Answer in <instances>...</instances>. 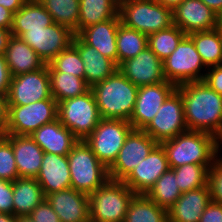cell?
Here are the masks:
<instances>
[{
    "instance_id": "obj_1",
    "label": "cell",
    "mask_w": 222,
    "mask_h": 222,
    "mask_svg": "<svg viewBox=\"0 0 222 222\" xmlns=\"http://www.w3.org/2000/svg\"><path fill=\"white\" fill-rule=\"evenodd\" d=\"M184 106L188 130L202 131L222 140V95L204 81L187 82L177 86Z\"/></svg>"
},
{
    "instance_id": "obj_2",
    "label": "cell",
    "mask_w": 222,
    "mask_h": 222,
    "mask_svg": "<svg viewBox=\"0 0 222 222\" xmlns=\"http://www.w3.org/2000/svg\"><path fill=\"white\" fill-rule=\"evenodd\" d=\"M160 145L165 150L170 169L185 164L211 166L221 149V141L212 134L192 130L163 141Z\"/></svg>"
},
{
    "instance_id": "obj_3",
    "label": "cell",
    "mask_w": 222,
    "mask_h": 222,
    "mask_svg": "<svg viewBox=\"0 0 222 222\" xmlns=\"http://www.w3.org/2000/svg\"><path fill=\"white\" fill-rule=\"evenodd\" d=\"M138 86L129 81L119 70L105 80L94 84V94L101 119L130 120Z\"/></svg>"
},
{
    "instance_id": "obj_4",
    "label": "cell",
    "mask_w": 222,
    "mask_h": 222,
    "mask_svg": "<svg viewBox=\"0 0 222 222\" xmlns=\"http://www.w3.org/2000/svg\"><path fill=\"white\" fill-rule=\"evenodd\" d=\"M71 188L91 194L109 180L108 169L84 140H78L67 155Z\"/></svg>"
},
{
    "instance_id": "obj_5",
    "label": "cell",
    "mask_w": 222,
    "mask_h": 222,
    "mask_svg": "<svg viewBox=\"0 0 222 222\" xmlns=\"http://www.w3.org/2000/svg\"><path fill=\"white\" fill-rule=\"evenodd\" d=\"M121 24L145 35L173 25L172 9L155 0H119Z\"/></svg>"
},
{
    "instance_id": "obj_6",
    "label": "cell",
    "mask_w": 222,
    "mask_h": 222,
    "mask_svg": "<svg viewBox=\"0 0 222 222\" xmlns=\"http://www.w3.org/2000/svg\"><path fill=\"white\" fill-rule=\"evenodd\" d=\"M134 195L124 182L109 179L89 194L90 222H124Z\"/></svg>"
},
{
    "instance_id": "obj_7",
    "label": "cell",
    "mask_w": 222,
    "mask_h": 222,
    "mask_svg": "<svg viewBox=\"0 0 222 222\" xmlns=\"http://www.w3.org/2000/svg\"><path fill=\"white\" fill-rule=\"evenodd\" d=\"M57 119L78 140H85L101 120L92 90L58 102Z\"/></svg>"
},
{
    "instance_id": "obj_8",
    "label": "cell",
    "mask_w": 222,
    "mask_h": 222,
    "mask_svg": "<svg viewBox=\"0 0 222 222\" xmlns=\"http://www.w3.org/2000/svg\"><path fill=\"white\" fill-rule=\"evenodd\" d=\"M133 127L123 119H101L93 132L84 140L98 160L109 169L118 157L125 139Z\"/></svg>"
},
{
    "instance_id": "obj_9",
    "label": "cell",
    "mask_w": 222,
    "mask_h": 222,
    "mask_svg": "<svg viewBox=\"0 0 222 222\" xmlns=\"http://www.w3.org/2000/svg\"><path fill=\"white\" fill-rule=\"evenodd\" d=\"M58 103L44 99L27 105H8L5 134L30 135L39 127L57 119Z\"/></svg>"
},
{
    "instance_id": "obj_10",
    "label": "cell",
    "mask_w": 222,
    "mask_h": 222,
    "mask_svg": "<svg viewBox=\"0 0 222 222\" xmlns=\"http://www.w3.org/2000/svg\"><path fill=\"white\" fill-rule=\"evenodd\" d=\"M166 81L176 86L195 81H203L206 67L201 60L193 41L186 35L171 55L163 61Z\"/></svg>"
},
{
    "instance_id": "obj_11",
    "label": "cell",
    "mask_w": 222,
    "mask_h": 222,
    "mask_svg": "<svg viewBox=\"0 0 222 222\" xmlns=\"http://www.w3.org/2000/svg\"><path fill=\"white\" fill-rule=\"evenodd\" d=\"M184 106L180 92L175 89L158 109V113L143 129L158 144L186 132Z\"/></svg>"
},
{
    "instance_id": "obj_12",
    "label": "cell",
    "mask_w": 222,
    "mask_h": 222,
    "mask_svg": "<svg viewBox=\"0 0 222 222\" xmlns=\"http://www.w3.org/2000/svg\"><path fill=\"white\" fill-rule=\"evenodd\" d=\"M157 145L149 134L133 129L125 139L117 159L108 169L109 179L123 182Z\"/></svg>"
},
{
    "instance_id": "obj_13",
    "label": "cell",
    "mask_w": 222,
    "mask_h": 222,
    "mask_svg": "<svg viewBox=\"0 0 222 222\" xmlns=\"http://www.w3.org/2000/svg\"><path fill=\"white\" fill-rule=\"evenodd\" d=\"M44 99H54L47 64L38 71L11 78L7 94L8 105H27Z\"/></svg>"
},
{
    "instance_id": "obj_14",
    "label": "cell",
    "mask_w": 222,
    "mask_h": 222,
    "mask_svg": "<svg viewBox=\"0 0 222 222\" xmlns=\"http://www.w3.org/2000/svg\"><path fill=\"white\" fill-rule=\"evenodd\" d=\"M74 37L75 33L70 28L57 23L43 30H28L20 36L45 64H49L61 51L69 47Z\"/></svg>"
},
{
    "instance_id": "obj_15",
    "label": "cell",
    "mask_w": 222,
    "mask_h": 222,
    "mask_svg": "<svg viewBox=\"0 0 222 222\" xmlns=\"http://www.w3.org/2000/svg\"><path fill=\"white\" fill-rule=\"evenodd\" d=\"M177 88L171 82L164 81L138 88L135 106L129 123L135 130H143L158 113V109L168 96Z\"/></svg>"
},
{
    "instance_id": "obj_16",
    "label": "cell",
    "mask_w": 222,
    "mask_h": 222,
    "mask_svg": "<svg viewBox=\"0 0 222 222\" xmlns=\"http://www.w3.org/2000/svg\"><path fill=\"white\" fill-rule=\"evenodd\" d=\"M172 15L173 24L186 35L218 28V15L201 0H184Z\"/></svg>"
},
{
    "instance_id": "obj_17",
    "label": "cell",
    "mask_w": 222,
    "mask_h": 222,
    "mask_svg": "<svg viewBox=\"0 0 222 222\" xmlns=\"http://www.w3.org/2000/svg\"><path fill=\"white\" fill-rule=\"evenodd\" d=\"M118 70L138 87L166 81L163 61L148 46L134 58L121 63Z\"/></svg>"
},
{
    "instance_id": "obj_18",
    "label": "cell",
    "mask_w": 222,
    "mask_h": 222,
    "mask_svg": "<svg viewBox=\"0 0 222 222\" xmlns=\"http://www.w3.org/2000/svg\"><path fill=\"white\" fill-rule=\"evenodd\" d=\"M169 169L165 150L158 144L123 182L135 194H147L160 176Z\"/></svg>"
},
{
    "instance_id": "obj_19",
    "label": "cell",
    "mask_w": 222,
    "mask_h": 222,
    "mask_svg": "<svg viewBox=\"0 0 222 222\" xmlns=\"http://www.w3.org/2000/svg\"><path fill=\"white\" fill-rule=\"evenodd\" d=\"M61 222H90L89 195L73 188L46 196Z\"/></svg>"
},
{
    "instance_id": "obj_20",
    "label": "cell",
    "mask_w": 222,
    "mask_h": 222,
    "mask_svg": "<svg viewBox=\"0 0 222 222\" xmlns=\"http://www.w3.org/2000/svg\"><path fill=\"white\" fill-rule=\"evenodd\" d=\"M36 180L45 197L71 187V175L67 156L44 152L42 164Z\"/></svg>"
},
{
    "instance_id": "obj_21",
    "label": "cell",
    "mask_w": 222,
    "mask_h": 222,
    "mask_svg": "<svg viewBox=\"0 0 222 222\" xmlns=\"http://www.w3.org/2000/svg\"><path fill=\"white\" fill-rule=\"evenodd\" d=\"M11 144L19 177L36 178L44 151L30 135H3Z\"/></svg>"
},
{
    "instance_id": "obj_22",
    "label": "cell",
    "mask_w": 222,
    "mask_h": 222,
    "mask_svg": "<svg viewBox=\"0 0 222 222\" xmlns=\"http://www.w3.org/2000/svg\"><path fill=\"white\" fill-rule=\"evenodd\" d=\"M121 23L119 15L97 24L87 26L77 35L103 56L117 64V30Z\"/></svg>"
},
{
    "instance_id": "obj_23",
    "label": "cell",
    "mask_w": 222,
    "mask_h": 222,
    "mask_svg": "<svg viewBox=\"0 0 222 222\" xmlns=\"http://www.w3.org/2000/svg\"><path fill=\"white\" fill-rule=\"evenodd\" d=\"M72 44L81 56L84 79L90 87L105 80L118 70L115 62L103 56L96 48L87 45L78 35H75Z\"/></svg>"
},
{
    "instance_id": "obj_24",
    "label": "cell",
    "mask_w": 222,
    "mask_h": 222,
    "mask_svg": "<svg viewBox=\"0 0 222 222\" xmlns=\"http://www.w3.org/2000/svg\"><path fill=\"white\" fill-rule=\"evenodd\" d=\"M44 152L67 156L78 139L56 119L30 134Z\"/></svg>"
},
{
    "instance_id": "obj_25",
    "label": "cell",
    "mask_w": 222,
    "mask_h": 222,
    "mask_svg": "<svg viewBox=\"0 0 222 222\" xmlns=\"http://www.w3.org/2000/svg\"><path fill=\"white\" fill-rule=\"evenodd\" d=\"M210 202L208 186L184 192L168 210V222H199Z\"/></svg>"
},
{
    "instance_id": "obj_26",
    "label": "cell",
    "mask_w": 222,
    "mask_h": 222,
    "mask_svg": "<svg viewBox=\"0 0 222 222\" xmlns=\"http://www.w3.org/2000/svg\"><path fill=\"white\" fill-rule=\"evenodd\" d=\"M4 55L12 77L38 71L46 65L24 40L13 35Z\"/></svg>"
},
{
    "instance_id": "obj_27",
    "label": "cell",
    "mask_w": 222,
    "mask_h": 222,
    "mask_svg": "<svg viewBox=\"0 0 222 222\" xmlns=\"http://www.w3.org/2000/svg\"><path fill=\"white\" fill-rule=\"evenodd\" d=\"M54 22L38 0H29L13 14L11 34L20 37L28 30H43Z\"/></svg>"
},
{
    "instance_id": "obj_28",
    "label": "cell",
    "mask_w": 222,
    "mask_h": 222,
    "mask_svg": "<svg viewBox=\"0 0 222 222\" xmlns=\"http://www.w3.org/2000/svg\"><path fill=\"white\" fill-rule=\"evenodd\" d=\"M13 184V214L29 215L44 199L42 187L36 178L19 177Z\"/></svg>"
},
{
    "instance_id": "obj_29",
    "label": "cell",
    "mask_w": 222,
    "mask_h": 222,
    "mask_svg": "<svg viewBox=\"0 0 222 222\" xmlns=\"http://www.w3.org/2000/svg\"><path fill=\"white\" fill-rule=\"evenodd\" d=\"M119 14V0H79L78 33Z\"/></svg>"
},
{
    "instance_id": "obj_30",
    "label": "cell",
    "mask_w": 222,
    "mask_h": 222,
    "mask_svg": "<svg viewBox=\"0 0 222 222\" xmlns=\"http://www.w3.org/2000/svg\"><path fill=\"white\" fill-rule=\"evenodd\" d=\"M187 36L193 41L206 68L222 65V34L218 28Z\"/></svg>"
},
{
    "instance_id": "obj_31",
    "label": "cell",
    "mask_w": 222,
    "mask_h": 222,
    "mask_svg": "<svg viewBox=\"0 0 222 222\" xmlns=\"http://www.w3.org/2000/svg\"><path fill=\"white\" fill-rule=\"evenodd\" d=\"M124 222H168V210L158 206L146 194H135Z\"/></svg>"
},
{
    "instance_id": "obj_32",
    "label": "cell",
    "mask_w": 222,
    "mask_h": 222,
    "mask_svg": "<svg viewBox=\"0 0 222 222\" xmlns=\"http://www.w3.org/2000/svg\"><path fill=\"white\" fill-rule=\"evenodd\" d=\"M51 95L56 102L74 98L88 92L91 87L85 79L65 72H49Z\"/></svg>"
},
{
    "instance_id": "obj_33",
    "label": "cell",
    "mask_w": 222,
    "mask_h": 222,
    "mask_svg": "<svg viewBox=\"0 0 222 222\" xmlns=\"http://www.w3.org/2000/svg\"><path fill=\"white\" fill-rule=\"evenodd\" d=\"M147 42V35L120 23L116 37L117 65L137 56L147 47Z\"/></svg>"
},
{
    "instance_id": "obj_34",
    "label": "cell",
    "mask_w": 222,
    "mask_h": 222,
    "mask_svg": "<svg viewBox=\"0 0 222 222\" xmlns=\"http://www.w3.org/2000/svg\"><path fill=\"white\" fill-rule=\"evenodd\" d=\"M177 184L175 172L169 169L160 176L146 195L158 206L169 210L182 195Z\"/></svg>"
},
{
    "instance_id": "obj_35",
    "label": "cell",
    "mask_w": 222,
    "mask_h": 222,
    "mask_svg": "<svg viewBox=\"0 0 222 222\" xmlns=\"http://www.w3.org/2000/svg\"><path fill=\"white\" fill-rule=\"evenodd\" d=\"M51 15L54 23L78 34L79 0H38Z\"/></svg>"
},
{
    "instance_id": "obj_36",
    "label": "cell",
    "mask_w": 222,
    "mask_h": 222,
    "mask_svg": "<svg viewBox=\"0 0 222 222\" xmlns=\"http://www.w3.org/2000/svg\"><path fill=\"white\" fill-rule=\"evenodd\" d=\"M186 34L176 25L148 35L147 46L161 60L164 61L177 48Z\"/></svg>"
},
{
    "instance_id": "obj_37",
    "label": "cell",
    "mask_w": 222,
    "mask_h": 222,
    "mask_svg": "<svg viewBox=\"0 0 222 222\" xmlns=\"http://www.w3.org/2000/svg\"><path fill=\"white\" fill-rule=\"evenodd\" d=\"M210 167L201 164H185L171 169L175 172L178 188L184 193L208 186V171Z\"/></svg>"
},
{
    "instance_id": "obj_38",
    "label": "cell",
    "mask_w": 222,
    "mask_h": 222,
    "mask_svg": "<svg viewBox=\"0 0 222 222\" xmlns=\"http://www.w3.org/2000/svg\"><path fill=\"white\" fill-rule=\"evenodd\" d=\"M47 65L49 72H65L84 79L83 62L73 44L61 51Z\"/></svg>"
},
{
    "instance_id": "obj_39",
    "label": "cell",
    "mask_w": 222,
    "mask_h": 222,
    "mask_svg": "<svg viewBox=\"0 0 222 222\" xmlns=\"http://www.w3.org/2000/svg\"><path fill=\"white\" fill-rule=\"evenodd\" d=\"M19 178L12 144L0 135V179L15 181Z\"/></svg>"
},
{
    "instance_id": "obj_40",
    "label": "cell",
    "mask_w": 222,
    "mask_h": 222,
    "mask_svg": "<svg viewBox=\"0 0 222 222\" xmlns=\"http://www.w3.org/2000/svg\"><path fill=\"white\" fill-rule=\"evenodd\" d=\"M207 185L211 201L222 204V157H217L209 168Z\"/></svg>"
},
{
    "instance_id": "obj_41",
    "label": "cell",
    "mask_w": 222,
    "mask_h": 222,
    "mask_svg": "<svg viewBox=\"0 0 222 222\" xmlns=\"http://www.w3.org/2000/svg\"><path fill=\"white\" fill-rule=\"evenodd\" d=\"M29 215L34 222H61L47 199H44Z\"/></svg>"
},
{
    "instance_id": "obj_42",
    "label": "cell",
    "mask_w": 222,
    "mask_h": 222,
    "mask_svg": "<svg viewBox=\"0 0 222 222\" xmlns=\"http://www.w3.org/2000/svg\"><path fill=\"white\" fill-rule=\"evenodd\" d=\"M0 212L13 214V184L0 179Z\"/></svg>"
},
{
    "instance_id": "obj_43",
    "label": "cell",
    "mask_w": 222,
    "mask_h": 222,
    "mask_svg": "<svg viewBox=\"0 0 222 222\" xmlns=\"http://www.w3.org/2000/svg\"><path fill=\"white\" fill-rule=\"evenodd\" d=\"M203 81L219 95H222V65L206 68ZM211 69V70H210Z\"/></svg>"
},
{
    "instance_id": "obj_44",
    "label": "cell",
    "mask_w": 222,
    "mask_h": 222,
    "mask_svg": "<svg viewBox=\"0 0 222 222\" xmlns=\"http://www.w3.org/2000/svg\"><path fill=\"white\" fill-rule=\"evenodd\" d=\"M199 222H222V204L211 201L203 211Z\"/></svg>"
},
{
    "instance_id": "obj_45",
    "label": "cell",
    "mask_w": 222,
    "mask_h": 222,
    "mask_svg": "<svg viewBox=\"0 0 222 222\" xmlns=\"http://www.w3.org/2000/svg\"><path fill=\"white\" fill-rule=\"evenodd\" d=\"M11 78L5 55H0V93L8 94Z\"/></svg>"
},
{
    "instance_id": "obj_46",
    "label": "cell",
    "mask_w": 222,
    "mask_h": 222,
    "mask_svg": "<svg viewBox=\"0 0 222 222\" xmlns=\"http://www.w3.org/2000/svg\"><path fill=\"white\" fill-rule=\"evenodd\" d=\"M8 120V101L7 95L0 93V135L5 134Z\"/></svg>"
},
{
    "instance_id": "obj_47",
    "label": "cell",
    "mask_w": 222,
    "mask_h": 222,
    "mask_svg": "<svg viewBox=\"0 0 222 222\" xmlns=\"http://www.w3.org/2000/svg\"><path fill=\"white\" fill-rule=\"evenodd\" d=\"M13 13L0 5V28L11 29Z\"/></svg>"
},
{
    "instance_id": "obj_48",
    "label": "cell",
    "mask_w": 222,
    "mask_h": 222,
    "mask_svg": "<svg viewBox=\"0 0 222 222\" xmlns=\"http://www.w3.org/2000/svg\"><path fill=\"white\" fill-rule=\"evenodd\" d=\"M29 0H0V5L10 10L13 14L17 12L25 2Z\"/></svg>"
},
{
    "instance_id": "obj_49",
    "label": "cell",
    "mask_w": 222,
    "mask_h": 222,
    "mask_svg": "<svg viewBox=\"0 0 222 222\" xmlns=\"http://www.w3.org/2000/svg\"><path fill=\"white\" fill-rule=\"evenodd\" d=\"M11 36L12 34L10 29L0 28V55L5 54Z\"/></svg>"
},
{
    "instance_id": "obj_50",
    "label": "cell",
    "mask_w": 222,
    "mask_h": 222,
    "mask_svg": "<svg viewBox=\"0 0 222 222\" xmlns=\"http://www.w3.org/2000/svg\"><path fill=\"white\" fill-rule=\"evenodd\" d=\"M218 16L222 15V0H201Z\"/></svg>"
},
{
    "instance_id": "obj_51",
    "label": "cell",
    "mask_w": 222,
    "mask_h": 222,
    "mask_svg": "<svg viewBox=\"0 0 222 222\" xmlns=\"http://www.w3.org/2000/svg\"><path fill=\"white\" fill-rule=\"evenodd\" d=\"M155 1L173 10L177 5L182 3L184 0H155Z\"/></svg>"
},
{
    "instance_id": "obj_52",
    "label": "cell",
    "mask_w": 222,
    "mask_h": 222,
    "mask_svg": "<svg viewBox=\"0 0 222 222\" xmlns=\"http://www.w3.org/2000/svg\"><path fill=\"white\" fill-rule=\"evenodd\" d=\"M0 222H17V216L0 212Z\"/></svg>"
},
{
    "instance_id": "obj_53",
    "label": "cell",
    "mask_w": 222,
    "mask_h": 222,
    "mask_svg": "<svg viewBox=\"0 0 222 222\" xmlns=\"http://www.w3.org/2000/svg\"><path fill=\"white\" fill-rule=\"evenodd\" d=\"M17 222H34L30 215L17 216Z\"/></svg>"
},
{
    "instance_id": "obj_54",
    "label": "cell",
    "mask_w": 222,
    "mask_h": 222,
    "mask_svg": "<svg viewBox=\"0 0 222 222\" xmlns=\"http://www.w3.org/2000/svg\"><path fill=\"white\" fill-rule=\"evenodd\" d=\"M218 29L222 34V15L218 16Z\"/></svg>"
}]
</instances>
